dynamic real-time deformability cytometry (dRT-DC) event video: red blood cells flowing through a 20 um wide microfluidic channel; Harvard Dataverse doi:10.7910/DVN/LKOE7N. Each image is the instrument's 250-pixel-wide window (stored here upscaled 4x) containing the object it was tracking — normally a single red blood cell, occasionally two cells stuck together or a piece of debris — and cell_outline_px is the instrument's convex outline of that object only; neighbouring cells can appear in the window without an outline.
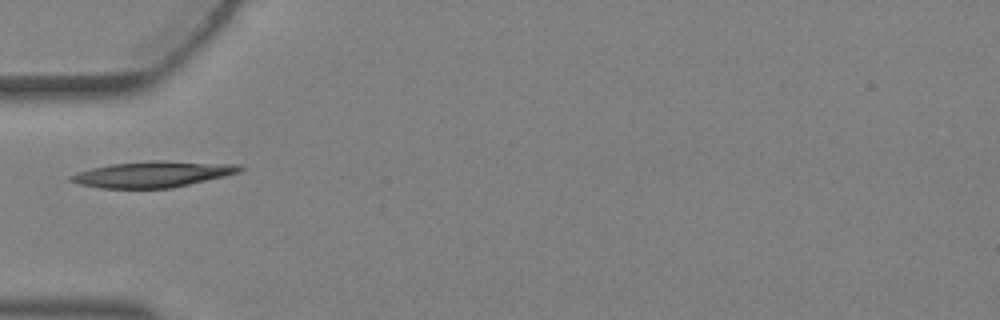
{"species": "Egyptian fruit bat (a non-hibernating species)", "species_latin": "Rousettus aegyptiacus", "temperature_condition": "warm", "stored_images_in_passage": 2, "camera_frame_rate_fps": 3000, "um_per_image_px": 0.085, "animal": {"sex": "female"}, "frame": {"image": 1, "passage_image": 2, "time_ms": 0.333, "image_size_px": [1000, 320], "cell_outline_px": [[244, 168], [240, 172], [224, 176], [172, 188], [100, 188], [76, 184], [68, 180], [68, 176], [92, 168], [112, 164], [152, 160], [164, 160], [240, 164]], "centroid_in_image_um": [12.99, 14.8], "position_along_channel_um": 72.0, "area_um2": 25.72}}